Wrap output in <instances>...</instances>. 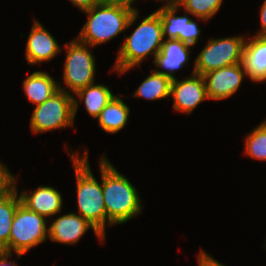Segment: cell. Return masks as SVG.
I'll use <instances>...</instances> for the list:
<instances>
[{
    "label": "cell",
    "mask_w": 266,
    "mask_h": 266,
    "mask_svg": "<svg viewBox=\"0 0 266 266\" xmlns=\"http://www.w3.org/2000/svg\"><path fill=\"white\" fill-rule=\"evenodd\" d=\"M103 200L109 226L123 224L141 213L140 196L129 180L103 155L100 159Z\"/></svg>",
    "instance_id": "cell-1"
},
{
    "label": "cell",
    "mask_w": 266,
    "mask_h": 266,
    "mask_svg": "<svg viewBox=\"0 0 266 266\" xmlns=\"http://www.w3.org/2000/svg\"><path fill=\"white\" fill-rule=\"evenodd\" d=\"M84 13L88 20L77 39L93 48L125 31L139 17L137 9L119 5L97 4Z\"/></svg>",
    "instance_id": "cell-2"
},
{
    "label": "cell",
    "mask_w": 266,
    "mask_h": 266,
    "mask_svg": "<svg viewBox=\"0 0 266 266\" xmlns=\"http://www.w3.org/2000/svg\"><path fill=\"white\" fill-rule=\"evenodd\" d=\"M163 41L160 16L157 11H154L142 20L130 36L125 37L113 69L119 72V75H122L141 64L151 53L155 59L160 52Z\"/></svg>",
    "instance_id": "cell-3"
},
{
    "label": "cell",
    "mask_w": 266,
    "mask_h": 266,
    "mask_svg": "<svg viewBox=\"0 0 266 266\" xmlns=\"http://www.w3.org/2000/svg\"><path fill=\"white\" fill-rule=\"evenodd\" d=\"M69 155L73 161L77 182V214L88 220L105 237L107 213L103 200L102 183L100 185L93 176L88 163V151L86 150L81 158L72 152Z\"/></svg>",
    "instance_id": "cell-4"
},
{
    "label": "cell",
    "mask_w": 266,
    "mask_h": 266,
    "mask_svg": "<svg viewBox=\"0 0 266 266\" xmlns=\"http://www.w3.org/2000/svg\"><path fill=\"white\" fill-rule=\"evenodd\" d=\"M78 102L70 91L59 84V90L55 94L34 108L30 119L31 130L34 133H44L73 127Z\"/></svg>",
    "instance_id": "cell-5"
},
{
    "label": "cell",
    "mask_w": 266,
    "mask_h": 266,
    "mask_svg": "<svg viewBox=\"0 0 266 266\" xmlns=\"http://www.w3.org/2000/svg\"><path fill=\"white\" fill-rule=\"evenodd\" d=\"M46 217L31 211L20 203L15 211L8 246L3 250L21 257L28 250L46 241L48 227Z\"/></svg>",
    "instance_id": "cell-6"
},
{
    "label": "cell",
    "mask_w": 266,
    "mask_h": 266,
    "mask_svg": "<svg viewBox=\"0 0 266 266\" xmlns=\"http://www.w3.org/2000/svg\"><path fill=\"white\" fill-rule=\"evenodd\" d=\"M246 37L212 38L195 59L192 74L204 75L210 71L241 63Z\"/></svg>",
    "instance_id": "cell-7"
},
{
    "label": "cell",
    "mask_w": 266,
    "mask_h": 266,
    "mask_svg": "<svg viewBox=\"0 0 266 266\" xmlns=\"http://www.w3.org/2000/svg\"><path fill=\"white\" fill-rule=\"evenodd\" d=\"M65 46L67 54L63 79L69 88L68 90L75 94L95 82V59L88 49L89 45L80 42L78 39H73L66 43Z\"/></svg>",
    "instance_id": "cell-8"
},
{
    "label": "cell",
    "mask_w": 266,
    "mask_h": 266,
    "mask_svg": "<svg viewBox=\"0 0 266 266\" xmlns=\"http://www.w3.org/2000/svg\"><path fill=\"white\" fill-rule=\"evenodd\" d=\"M246 75L241 63L232 64L203 75L208 99L224 100L236 93Z\"/></svg>",
    "instance_id": "cell-9"
},
{
    "label": "cell",
    "mask_w": 266,
    "mask_h": 266,
    "mask_svg": "<svg viewBox=\"0 0 266 266\" xmlns=\"http://www.w3.org/2000/svg\"><path fill=\"white\" fill-rule=\"evenodd\" d=\"M170 96H173V108L190 114L201 102L208 99L204 77L193 73L183 80H172Z\"/></svg>",
    "instance_id": "cell-10"
},
{
    "label": "cell",
    "mask_w": 266,
    "mask_h": 266,
    "mask_svg": "<svg viewBox=\"0 0 266 266\" xmlns=\"http://www.w3.org/2000/svg\"><path fill=\"white\" fill-rule=\"evenodd\" d=\"M178 9L179 7H161L156 10L162 24L163 38L177 39L187 45L193 46L197 44L201 30L197 22L187 15L176 16L179 11Z\"/></svg>",
    "instance_id": "cell-11"
},
{
    "label": "cell",
    "mask_w": 266,
    "mask_h": 266,
    "mask_svg": "<svg viewBox=\"0 0 266 266\" xmlns=\"http://www.w3.org/2000/svg\"><path fill=\"white\" fill-rule=\"evenodd\" d=\"M92 229L99 241L105 237L88 220L79 214L69 213L58 217L48 228V238L62 244H76L88 229Z\"/></svg>",
    "instance_id": "cell-12"
},
{
    "label": "cell",
    "mask_w": 266,
    "mask_h": 266,
    "mask_svg": "<svg viewBox=\"0 0 266 266\" xmlns=\"http://www.w3.org/2000/svg\"><path fill=\"white\" fill-rule=\"evenodd\" d=\"M60 46L50 32L37 20H34L26 43V60L29 65L53 59L60 50Z\"/></svg>",
    "instance_id": "cell-13"
},
{
    "label": "cell",
    "mask_w": 266,
    "mask_h": 266,
    "mask_svg": "<svg viewBox=\"0 0 266 266\" xmlns=\"http://www.w3.org/2000/svg\"><path fill=\"white\" fill-rule=\"evenodd\" d=\"M191 47L177 39L164 40L160 52L153 61L156 66L155 71L168 76L172 80L175 79V71L180 70L189 62V51ZM158 68L165 70H158Z\"/></svg>",
    "instance_id": "cell-14"
},
{
    "label": "cell",
    "mask_w": 266,
    "mask_h": 266,
    "mask_svg": "<svg viewBox=\"0 0 266 266\" xmlns=\"http://www.w3.org/2000/svg\"><path fill=\"white\" fill-rule=\"evenodd\" d=\"M246 38L241 64L246 76L254 82H264L266 80V38L254 35Z\"/></svg>",
    "instance_id": "cell-15"
},
{
    "label": "cell",
    "mask_w": 266,
    "mask_h": 266,
    "mask_svg": "<svg viewBox=\"0 0 266 266\" xmlns=\"http://www.w3.org/2000/svg\"><path fill=\"white\" fill-rule=\"evenodd\" d=\"M19 196L23 205L46 218L62 210V195L50 186H38L30 194L22 190Z\"/></svg>",
    "instance_id": "cell-16"
},
{
    "label": "cell",
    "mask_w": 266,
    "mask_h": 266,
    "mask_svg": "<svg viewBox=\"0 0 266 266\" xmlns=\"http://www.w3.org/2000/svg\"><path fill=\"white\" fill-rule=\"evenodd\" d=\"M23 89L28 101L39 105L59 90V83L49 74L35 71L23 81Z\"/></svg>",
    "instance_id": "cell-17"
},
{
    "label": "cell",
    "mask_w": 266,
    "mask_h": 266,
    "mask_svg": "<svg viewBox=\"0 0 266 266\" xmlns=\"http://www.w3.org/2000/svg\"><path fill=\"white\" fill-rule=\"evenodd\" d=\"M16 181V177H13V186L0 197V251L4 250L9 244L15 211L21 203Z\"/></svg>",
    "instance_id": "cell-18"
},
{
    "label": "cell",
    "mask_w": 266,
    "mask_h": 266,
    "mask_svg": "<svg viewBox=\"0 0 266 266\" xmlns=\"http://www.w3.org/2000/svg\"><path fill=\"white\" fill-rule=\"evenodd\" d=\"M129 113V107L117 94L108 102L96 119L105 132L114 134L125 127Z\"/></svg>",
    "instance_id": "cell-19"
},
{
    "label": "cell",
    "mask_w": 266,
    "mask_h": 266,
    "mask_svg": "<svg viewBox=\"0 0 266 266\" xmlns=\"http://www.w3.org/2000/svg\"><path fill=\"white\" fill-rule=\"evenodd\" d=\"M80 101H84L85 108L90 116L97 118L103 108L115 96L111 90L102 84H90L75 93Z\"/></svg>",
    "instance_id": "cell-20"
},
{
    "label": "cell",
    "mask_w": 266,
    "mask_h": 266,
    "mask_svg": "<svg viewBox=\"0 0 266 266\" xmlns=\"http://www.w3.org/2000/svg\"><path fill=\"white\" fill-rule=\"evenodd\" d=\"M150 74L136 89L133 96L147 100H159L170 96L172 79L151 70Z\"/></svg>",
    "instance_id": "cell-21"
},
{
    "label": "cell",
    "mask_w": 266,
    "mask_h": 266,
    "mask_svg": "<svg viewBox=\"0 0 266 266\" xmlns=\"http://www.w3.org/2000/svg\"><path fill=\"white\" fill-rule=\"evenodd\" d=\"M245 138V153L254 159L266 161V127L260 123Z\"/></svg>",
    "instance_id": "cell-22"
},
{
    "label": "cell",
    "mask_w": 266,
    "mask_h": 266,
    "mask_svg": "<svg viewBox=\"0 0 266 266\" xmlns=\"http://www.w3.org/2000/svg\"><path fill=\"white\" fill-rule=\"evenodd\" d=\"M223 0H185L182 5L186 13L208 21L219 11Z\"/></svg>",
    "instance_id": "cell-23"
},
{
    "label": "cell",
    "mask_w": 266,
    "mask_h": 266,
    "mask_svg": "<svg viewBox=\"0 0 266 266\" xmlns=\"http://www.w3.org/2000/svg\"><path fill=\"white\" fill-rule=\"evenodd\" d=\"M13 175L0 161V197L13 186Z\"/></svg>",
    "instance_id": "cell-24"
},
{
    "label": "cell",
    "mask_w": 266,
    "mask_h": 266,
    "mask_svg": "<svg viewBox=\"0 0 266 266\" xmlns=\"http://www.w3.org/2000/svg\"><path fill=\"white\" fill-rule=\"evenodd\" d=\"M198 266H226L212 256L208 255L205 251L201 250L198 254Z\"/></svg>",
    "instance_id": "cell-25"
},
{
    "label": "cell",
    "mask_w": 266,
    "mask_h": 266,
    "mask_svg": "<svg viewBox=\"0 0 266 266\" xmlns=\"http://www.w3.org/2000/svg\"><path fill=\"white\" fill-rule=\"evenodd\" d=\"M74 6H77L81 11H87L97 5V0H69Z\"/></svg>",
    "instance_id": "cell-26"
},
{
    "label": "cell",
    "mask_w": 266,
    "mask_h": 266,
    "mask_svg": "<svg viewBox=\"0 0 266 266\" xmlns=\"http://www.w3.org/2000/svg\"><path fill=\"white\" fill-rule=\"evenodd\" d=\"M134 1L135 0H97V3L102 5H119L134 8L132 6Z\"/></svg>",
    "instance_id": "cell-27"
},
{
    "label": "cell",
    "mask_w": 266,
    "mask_h": 266,
    "mask_svg": "<svg viewBox=\"0 0 266 266\" xmlns=\"http://www.w3.org/2000/svg\"><path fill=\"white\" fill-rule=\"evenodd\" d=\"M260 21H261V29L259 32H256V35L264 36L266 35V0L264 1L261 7Z\"/></svg>",
    "instance_id": "cell-28"
},
{
    "label": "cell",
    "mask_w": 266,
    "mask_h": 266,
    "mask_svg": "<svg viewBox=\"0 0 266 266\" xmlns=\"http://www.w3.org/2000/svg\"><path fill=\"white\" fill-rule=\"evenodd\" d=\"M12 253L6 251H0V266H19L15 263V261H8V257H10Z\"/></svg>",
    "instance_id": "cell-29"
},
{
    "label": "cell",
    "mask_w": 266,
    "mask_h": 266,
    "mask_svg": "<svg viewBox=\"0 0 266 266\" xmlns=\"http://www.w3.org/2000/svg\"><path fill=\"white\" fill-rule=\"evenodd\" d=\"M158 1H165L164 6L165 8H172V7H182V5L184 4L185 0H158Z\"/></svg>",
    "instance_id": "cell-30"
},
{
    "label": "cell",
    "mask_w": 266,
    "mask_h": 266,
    "mask_svg": "<svg viewBox=\"0 0 266 266\" xmlns=\"http://www.w3.org/2000/svg\"><path fill=\"white\" fill-rule=\"evenodd\" d=\"M262 124L266 127V120L262 122Z\"/></svg>",
    "instance_id": "cell-31"
}]
</instances>
